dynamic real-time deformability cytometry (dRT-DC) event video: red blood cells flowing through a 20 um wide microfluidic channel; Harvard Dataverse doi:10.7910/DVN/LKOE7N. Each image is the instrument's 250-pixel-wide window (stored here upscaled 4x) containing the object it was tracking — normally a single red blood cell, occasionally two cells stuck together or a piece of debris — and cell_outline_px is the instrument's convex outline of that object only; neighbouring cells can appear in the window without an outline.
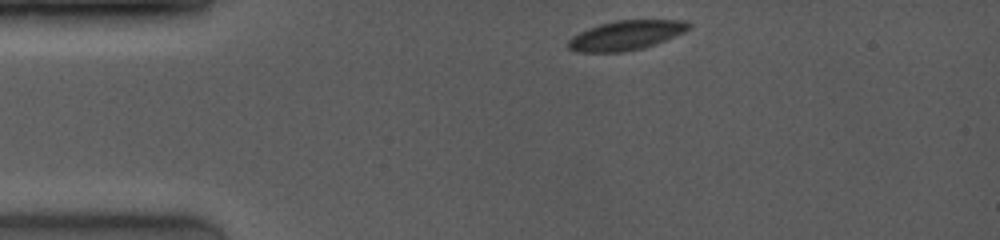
{"species": "common noctule bat (a hibernating species)", "species_latin": "Nyctalus noctula", "temperature_condition": "room temperature", "stored_images_in_passage": 36, "camera_frame_rate_fps": 4000, "um_per_image_px": 0.085, "animal": {"sex": "female", "body_mass_g": 19.0, "forearm_length_mm": 53.3}, "frame": {"image": 1, "passage_image": 1, "time_ms": 0.0, "image_size_px": [1000, 240], "cell_outline_px": [[692, 28], [684, 32], [656, 44], [644, 48], [624, 52], [576, 52], [568, 48], [568, 40], [572, 36], [588, 28], [600, 24], [616, 20], [688, 20], [692, 24]], "centroid_in_image_um": [53.24, 3.0], "position_along_channel_um": 31.8, "area_um2": 20.92}}
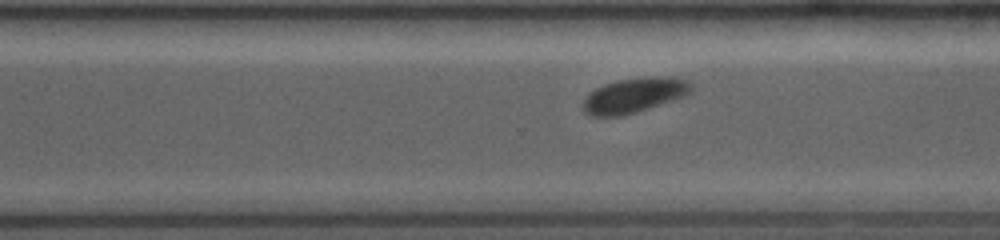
{"frame": {"image": 2, "passage_image": 23, "time_ms": 8.25, "image_size_px": [1000, 240], "cell_outline_px": [[692, 92], [684, 96], [636, 112], [620, 116], [588, 116], [580, 108], [588, 92], [604, 84], [616, 80], [652, 76], [668, 76], [688, 80], [692, 84]], "centroid_in_image_um": [53.87, 8.09], "position_along_channel_um": 316.7, "area_um2": 22.2}}
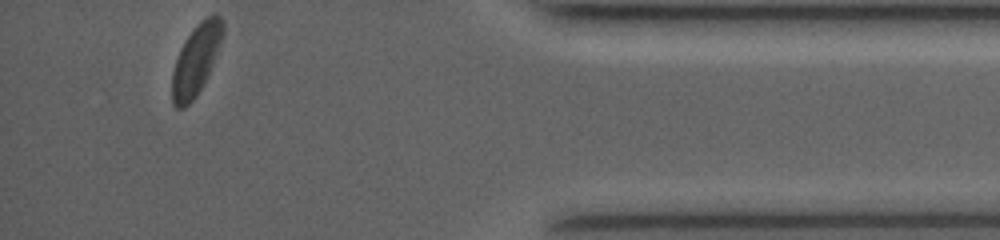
{"frame": {"image": 3, "passage_image": 35, "time_ms": 11.5, "image_size_px": [1000, 240], "cell_outline_px": [[224, 32], [208, 76], [196, 96], [184, 108], [176, 108], [172, 104], [172, 72], [176, 60], [188, 36], [200, 20], [216, 12], [224, 20]], "centroid_in_image_um": [16.68, 5.07], "position_along_channel_um": 418.5, "area_um2": 20.58}, "authors_computed_cell_mechanics": {"area_um2": 21.9062, "velocity_mm_per_s": 4.0469, "shape_relaxation_time_tau1_ms": 2.2335, "shape_relaxation_time_tau2_ms": null, "deformation_change_tau1": 0.0998, "deformation_change_tau2": null}}